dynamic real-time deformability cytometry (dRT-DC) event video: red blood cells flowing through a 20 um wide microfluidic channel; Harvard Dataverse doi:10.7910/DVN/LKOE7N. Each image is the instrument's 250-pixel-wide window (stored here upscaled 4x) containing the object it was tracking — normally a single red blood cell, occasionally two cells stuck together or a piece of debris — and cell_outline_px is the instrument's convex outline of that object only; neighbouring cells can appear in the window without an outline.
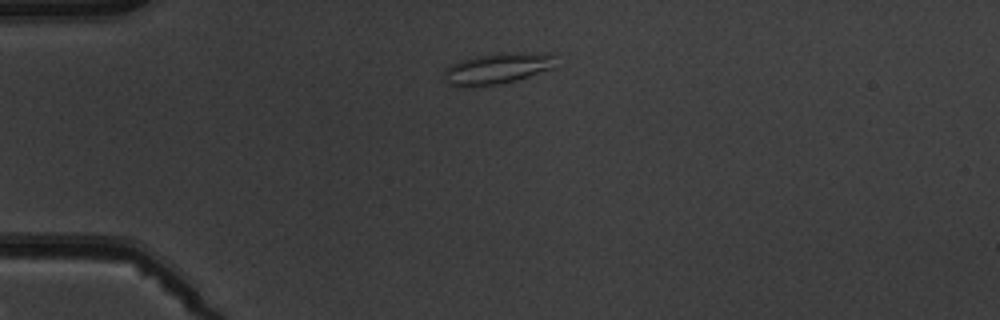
{"species": "common noctule bat (a hibernating species)", "species_latin": "Nyctalus noctula", "temperature_condition": "warm", "stored_images_in_passage": 5, "segment_of_instrument_passage": [2, 2], "camera_frame_rate_fps": 3000, "um_per_image_px": 0.085, "animal": {"sex": "male", "body_mass_g": 19.5, "forearm_length_mm": 54.6}, "frame": {"image": 1, "passage_image": 5, "time_ms": 5.667, "image_size_px": [1000, 320], "cell_outline_px": [[556, 56], [552, 68], [516, 80], [500, 84], [476, 88], [460, 88], [448, 84], [444, 80], [444, 68], [460, 60], [476, 56], [504, 52], [548, 52]], "centroid_in_image_um": [42.22, 5.83], "position_along_channel_um": 42.8, "area_um2": 20.75}}